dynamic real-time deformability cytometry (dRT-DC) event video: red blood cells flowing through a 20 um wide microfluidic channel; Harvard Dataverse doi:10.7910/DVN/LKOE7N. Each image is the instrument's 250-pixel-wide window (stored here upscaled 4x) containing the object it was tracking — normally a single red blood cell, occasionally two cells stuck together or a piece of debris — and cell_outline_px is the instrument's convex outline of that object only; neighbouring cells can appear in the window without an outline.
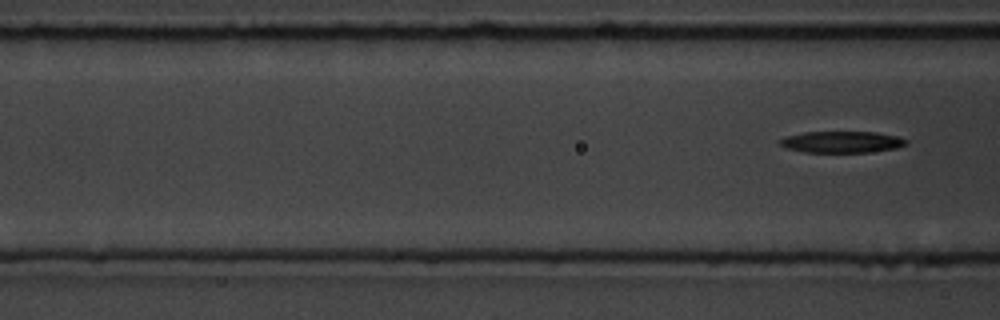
{"species": "common noctule bat (a hibernating species)", "species_latin": "Nyctalus noctula", "temperature_condition": "room temperature", "stored_images_in_passage": 8, "segment_of_instrument_passage": [2, 2], "camera_frame_rate_fps": 3000, "um_per_image_px": 0.085, "animal": {"sex": "male", "body_mass_g": 19.5, "forearm_length_mm": 54.6}, "frame": {"image": 1, "passage_image": 8, "time_ms": 9.0, "image_size_px": [1000, 320], "cell_outline_px": [[908, 144], [896, 148], [868, 152], [804, 152], [784, 148], [780, 144], [780, 140], [784, 136], [804, 132], [876, 132], [896, 136], [908, 140]], "centroid_in_image_um": [71.53, 12.06], "position_along_channel_um": 95.1, "area_um2": 15.84}}